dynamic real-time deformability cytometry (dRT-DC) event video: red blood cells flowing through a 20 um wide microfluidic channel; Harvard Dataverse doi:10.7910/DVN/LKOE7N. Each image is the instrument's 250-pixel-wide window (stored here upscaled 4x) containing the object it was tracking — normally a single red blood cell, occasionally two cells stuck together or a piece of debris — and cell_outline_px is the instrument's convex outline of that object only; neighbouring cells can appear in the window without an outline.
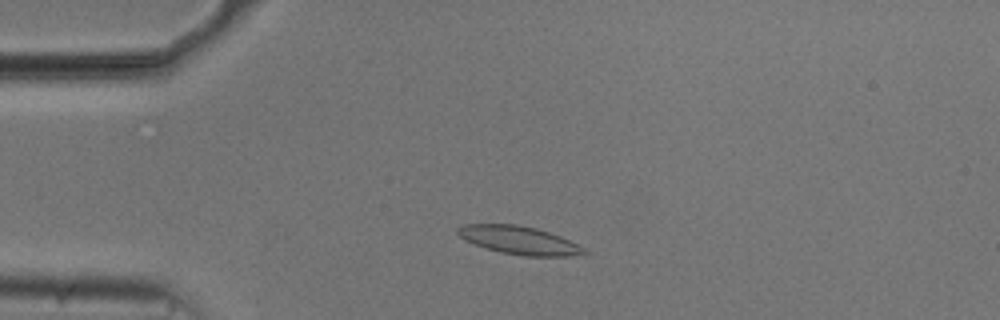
{"species": "common noctule bat (a hibernating species)", "species_latin": "Nyctalus noctula", "temperature_condition": "cold", "stored_images_in_passage": 18, "camera_frame_rate_fps": 3000, "um_per_image_px": 0.085, "animal": {"sex": "male", "body_mass_g": 20.5, "forearm_length_mm": 52.5}, "frame": {"image": 1, "passage_image": 5, "time_ms": 1.333, "image_size_px": [1000, 320], "cell_outline_px": [[592, 252], [568, 256], [524, 256], [500, 252], [464, 240], [456, 232], [456, 228], [464, 224], [516, 224], [536, 228], [560, 236]], "centroid_in_image_um": [44.12, 20.41], "position_along_channel_um": 40.9, "area_um2": 20.58}}
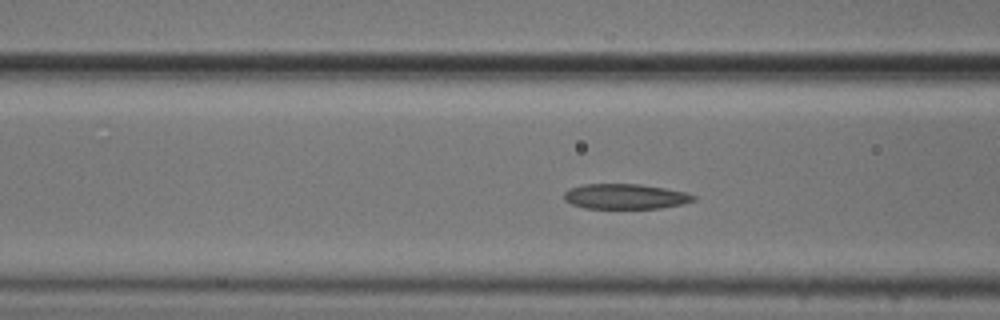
{"frame": {"image": 2, "passage_image": 13, "time_ms": 4.0, "image_size_px": [1000, 320], "cell_outline_px": [[696, 200], [680, 204], [660, 208], [584, 208], [572, 204], [564, 200], [564, 192], [572, 188], [584, 184], [640, 184], [688, 192], [696, 196]], "centroid_in_image_um": [53.17, 16.69], "position_along_channel_um": 113.4, "area_um2": 18.9}}
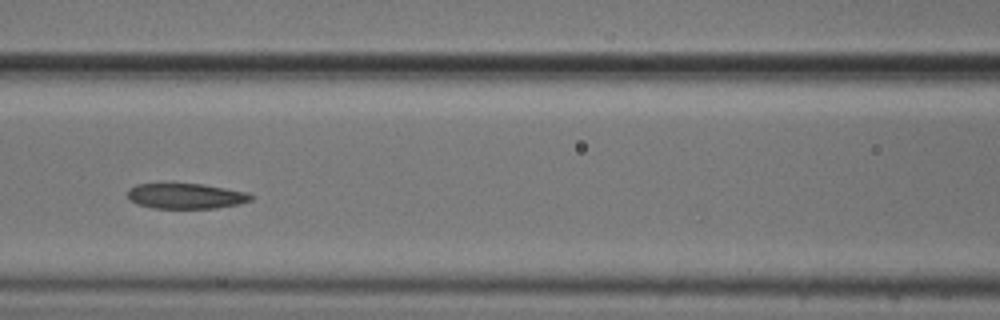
{"frame": {"image": 3, "passage_image": 16, "time_ms": 5.0, "image_size_px": [1000, 320], "cell_outline_px": [[252, 200], [236, 204], [216, 208], [152, 208], [136, 204], [128, 196], [128, 188], [136, 184], [204, 184], [248, 192], [252, 196]], "centroid_in_image_um": [15.79, 16.66], "position_along_channel_um": 150.8, "area_um2": 18.15}}